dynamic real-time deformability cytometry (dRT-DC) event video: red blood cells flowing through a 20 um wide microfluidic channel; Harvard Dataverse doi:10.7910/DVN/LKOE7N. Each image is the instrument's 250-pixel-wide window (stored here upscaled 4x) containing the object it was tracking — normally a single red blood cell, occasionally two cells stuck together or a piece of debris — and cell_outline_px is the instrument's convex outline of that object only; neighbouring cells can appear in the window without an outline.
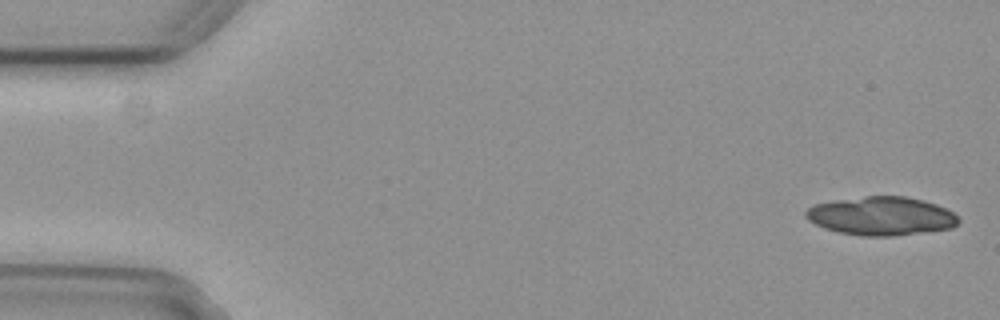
{"species": "common noctule bat (a hibernating species)", "species_latin": "Nyctalus noctula", "temperature_condition": "cold", "stored_images_in_passage": 5, "camera_frame_rate_fps": 3000, "um_per_image_px": 0.085, "animal": {"sex": "female", "body_mass_g": 29.2, "forearm_length_mm": 56.3}, "frame": {"image": 1, "passage_image": 1, "time_ms": 0.0, "image_size_px": [1000, 320], "cell_outline_px": [[960, 220], [952, 228], [924, 232], [888, 236], [860, 236], [840, 232], [824, 228], [808, 220], [804, 216], [804, 212], [812, 204], [836, 200], [864, 196], [904, 196], [924, 200], [936, 204], [952, 212]], "centroid_in_image_um": [74.87, 18.35], "position_along_channel_um": 10.1, "area_um2": 34.28}}